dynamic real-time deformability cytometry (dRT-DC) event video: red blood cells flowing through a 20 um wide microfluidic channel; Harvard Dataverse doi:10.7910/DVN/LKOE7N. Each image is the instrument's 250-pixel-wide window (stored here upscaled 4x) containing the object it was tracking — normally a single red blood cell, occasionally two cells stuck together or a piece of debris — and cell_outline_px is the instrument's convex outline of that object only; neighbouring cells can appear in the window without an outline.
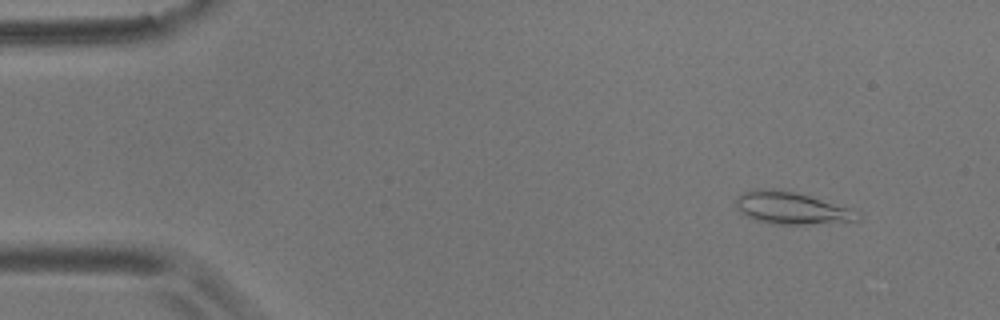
{"species": "common noctule bat (a hibernating species)", "species_latin": "Nyctalus noctula", "temperature_condition": "room temperature", "stored_images_in_passage": 55, "camera_frame_rate_fps": 3000, "um_per_image_px": 0.085, "animal": {"sex": "male", "body_mass_g": 17.9}, "frame": {"image": 1, "passage_image": 5, "time_ms": 1.333, "image_size_px": [1000, 320], "cell_outline_px": [[860, 220], [804, 224], [768, 224], [756, 220], [740, 212], [736, 208], [736, 196], [744, 192], [772, 188], [792, 192], [808, 196], [848, 208], [860, 212]], "centroid_in_image_um": [67.23, 17.7], "position_along_channel_um": 17.8, "area_um2": 22.25}}
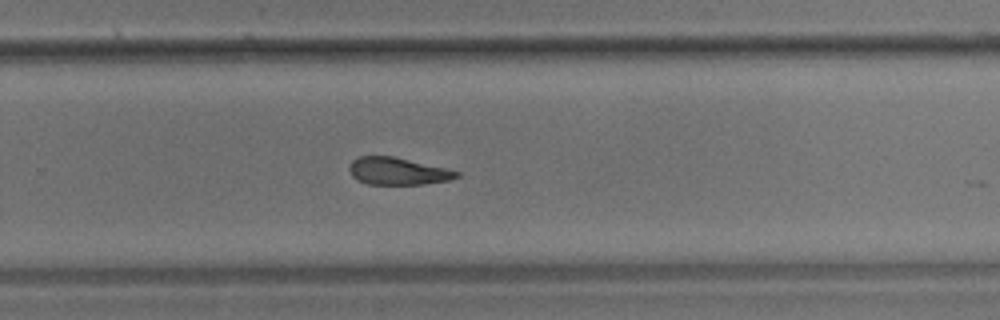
{"frame": {"image": 2, "passage_image": 36, "time_ms": 11.667, "image_size_px": [1000, 320], "cell_outline_px": [[460, 176], [452, 180], [424, 184], [368, 184], [356, 180], [352, 176], [348, 168], [352, 160], [360, 156], [392, 156], [444, 168], [460, 172]], "centroid_in_image_um": [33.79, 14.56], "position_along_channel_um": 296.0, "area_um2": 16.99}}
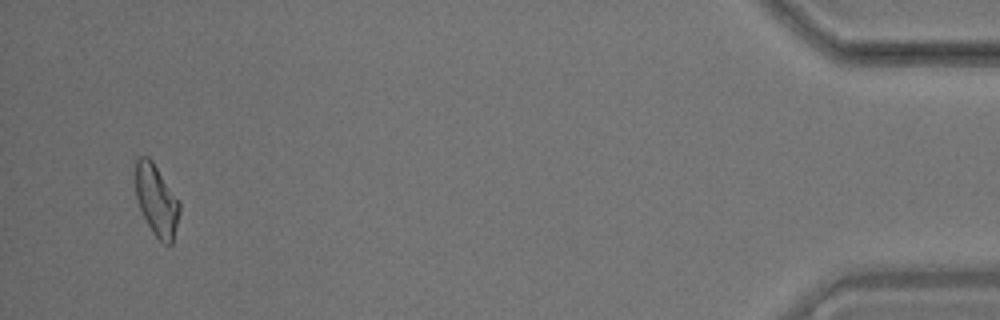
{"frame": {"image": 3, "passage_image": 53, "time_ms": 17.333, "image_size_px": [1000, 320], "cell_outline_px": [[180, 212], [172, 244], [164, 244], [152, 232], [140, 208], [136, 196], [136, 160], [140, 156], [148, 156], [152, 160], [180, 200]], "centroid_in_image_um": [13.33, 17.01], "position_along_channel_um": 421.9, "area_um2": 18.26}, "authors_computed_cell_mechanics": {"area_um2": 18.3804, "velocity_mm_per_s": 3.5982, "shape_relaxation_time_tau1_ms": 7.6818, "shape_relaxation_time_tau2_ms": 4.3672, "deformation_change_tau1": 0.1718, "deformation_change_tau2": 0.1122}}